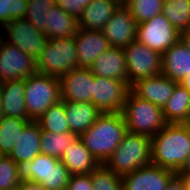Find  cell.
Returning a JSON list of instances; mask_svg holds the SVG:
<instances>
[{"mask_svg": "<svg viewBox=\"0 0 190 190\" xmlns=\"http://www.w3.org/2000/svg\"><path fill=\"white\" fill-rule=\"evenodd\" d=\"M92 103L101 113L122 112L130 86L117 79L93 75Z\"/></svg>", "mask_w": 190, "mask_h": 190, "instance_id": "cell-10", "label": "cell"}, {"mask_svg": "<svg viewBox=\"0 0 190 190\" xmlns=\"http://www.w3.org/2000/svg\"><path fill=\"white\" fill-rule=\"evenodd\" d=\"M151 147V137L127 131L120 145L103 165L123 176L151 164Z\"/></svg>", "mask_w": 190, "mask_h": 190, "instance_id": "cell-3", "label": "cell"}, {"mask_svg": "<svg viewBox=\"0 0 190 190\" xmlns=\"http://www.w3.org/2000/svg\"><path fill=\"white\" fill-rule=\"evenodd\" d=\"M27 9V0H0V26L24 18Z\"/></svg>", "mask_w": 190, "mask_h": 190, "instance_id": "cell-35", "label": "cell"}, {"mask_svg": "<svg viewBox=\"0 0 190 190\" xmlns=\"http://www.w3.org/2000/svg\"><path fill=\"white\" fill-rule=\"evenodd\" d=\"M174 174V171L149 164L123 175V190H165Z\"/></svg>", "mask_w": 190, "mask_h": 190, "instance_id": "cell-13", "label": "cell"}, {"mask_svg": "<svg viewBox=\"0 0 190 190\" xmlns=\"http://www.w3.org/2000/svg\"><path fill=\"white\" fill-rule=\"evenodd\" d=\"M36 122L44 132L56 134L70 132L65 113V103L62 100L50 106Z\"/></svg>", "mask_w": 190, "mask_h": 190, "instance_id": "cell-27", "label": "cell"}, {"mask_svg": "<svg viewBox=\"0 0 190 190\" xmlns=\"http://www.w3.org/2000/svg\"><path fill=\"white\" fill-rule=\"evenodd\" d=\"M16 190H46V189L38 183L32 181H25V182H20Z\"/></svg>", "mask_w": 190, "mask_h": 190, "instance_id": "cell-40", "label": "cell"}, {"mask_svg": "<svg viewBox=\"0 0 190 190\" xmlns=\"http://www.w3.org/2000/svg\"><path fill=\"white\" fill-rule=\"evenodd\" d=\"M120 4L116 0H92L78 17V28L102 31Z\"/></svg>", "mask_w": 190, "mask_h": 190, "instance_id": "cell-18", "label": "cell"}, {"mask_svg": "<svg viewBox=\"0 0 190 190\" xmlns=\"http://www.w3.org/2000/svg\"><path fill=\"white\" fill-rule=\"evenodd\" d=\"M25 106L31 121H37L52 105L61 101L59 78L35 73L25 79Z\"/></svg>", "mask_w": 190, "mask_h": 190, "instance_id": "cell-6", "label": "cell"}, {"mask_svg": "<svg viewBox=\"0 0 190 190\" xmlns=\"http://www.w3.org/2000/svg\"><path fill=\"white\" fill-rule=\"evenodd\" d=\"M91 1L92 0H55V4L58 5L66 13L73 15L78 19L84 8Z\"/></svg>", "mask_w": 190, "mask_h": 190, "instance_id": "cell-37", "label": "cell"}, {"mask_svg": "<svg viewBox=\"0 0 190 190\" xmlns=\"http://www.w3.org/2000/svg\"><path fill=\"white\" fill-rule=\"evenodd\" d=\"M70 173L60 159L48 155L47 182L42 186L46 190H66Z\"/></svg>", "mask_w": 190, "mask_h": 190, "instance_id": "cell-32", "label": "cell"}, {"mask_svg": "<svg viewBox=\"0 0 190 190\" xmlns=\"http://www.w3.org/2000/svg\"><path fill=\"white\" fill-rule=\"evenodd\" d=\"M162 15L179 32L190 28V0H164Z\"/></svg>", "mask_w": 190, "mask_h": 190, "instance_id": "cell-29", "label": "cell"}, {"mask_svg": "<svg viewBox=\"0 0 190 190\" xmlns=\"http://www.w3.org/2000/svg\"><path fill=\"white\" fill-rule=\"evenodd\" d=\"M162 110L167 123H183L190 118V92L178 83Z\"/></svg>", "mask_w": 190, "mask_h": 190, "instance_id": "cell-25", "label": "cell"}, {"mask_svg": "<svg viewBox=\"0 0 190 190\" xmlns=\"http://www.w3.org/2000/svg\"><path fill=\"white\" fill-rule=\"evenodd\" d=\"M78 68L74 37L48 39L36 59L37 73L60 78Z\"/></svg>", "mask_w": 190, "mask_h": 190, "instance_id": "cell-5", "label": "cell"}, {"mask_svg": "<svg viewBox=\"0 0 190 190\" xmlns=\"http://www.w3.org/2000/svg\"><path fill=\"white\" fill-rule=\"evenodd\" d=\"M37 73L36 60L5 40L0 42V82L27 79Z\"/></svg>", "mask_w": 190, "mask_h": 190, "instance_id": "cell-11", "label": "cell"}, {"mask_svg": "<svg viewBox=\"0 0 190 190\" xmlns=\"http://www.w3.org/2000/svg\"><path fill=\"white\" fill-rule=\"evenodd\" d=\"M164 0H126L125 5L137 24L152 19L162 13Z\"/></svg>", "mask_w": 190, "mask_h": 190, "instance_id": "cell-31", "label": "cell"}, {"mask_svg": "<svg viewBox=\"0 0 190 190\" xmlns=\"http://www.w3.org/2000/svg\"><path fill=\"white\" fill-rule=\"evenodd\" d=\"M19 184L16 162L4 155L0 159V190H16Z\"/></svg>", "mask_w": 190, "mask_h": 190, "instance_id": "cell-36", "label": "cell"}, {"mask_svg": "<svg viewBox=\"0 0 190 190\" xmlns=\"http://www.w3.org/2000/svg\"><path fill=\"white\" fill-rule=\"evenodd\" d=\"M25 79L1 83V104L4 116L30 120L25 106Z\"/></svg>", "mask_w": 190, "mask_h": 190, "instance_id": "cell-19", "label": "cell"}, {"mask_svg": "<svg viewBox=\"0 0 190 190\" xmlns=\"http://www.w3.org/2000/svg\"><path fill=\"white\" fill-rule=\"evenodd\" d=\"M165 190H187L185 183L178 173H175L169 180Z\"/></svg>", "mask_w": 190, "mask_h": 190, "instance_id": "cell-39", "label": "cell"}, {"mask_svg": "<svg viewBox=\"0 0 190 190\" xmlns=\"http://www.w3.org/2000/svg\"><path fill=\"white\" fill-rule=\"evenodd\" d=\"M151 164L178 173L190 153V135L183 123H167L151 138Z\"/></svg>", "mask_w": 190, "mask_h": 190, "instance_id": "cell-1", "label": "cell"}, {"mask_svg": "<svg viewBox=\"0 0 190 190\" xmlns=\"http://www.w3.org/2000/svg\"><path fill=\"white\" fill-rule=\"evenodd\" d=\"M187 49L190 50V28L180 32V39H179Z\"/></svg>", "mask_w": 190, "mask_h": 190, "instance_id": "cell-41", "label": "cell"}, {"mask_svg": "<svg viewBox=\"0 0 190 190\" xmlns=\"http://www.w3.org/2000/svg\"><path fill=\"white\" fill-rule=\"evenodd\" d=\"M42 130L36 121H30L19 134L17 144L8 155L14 162L24 160L32 161L38 154H41Z\"/></svg>", "mask_w": 190, "mask_h": 190, "instance_id": "cell-21", "label": "cell"}, {"mask_svg": "<svg viewBox=\"0 0 190 190\" xmlns=\"http://www.w3.org/2000/svg\"><path fill=\"white\" fill-rule=\"evenodd\" d=\"M3 40L17 46L23 52L32 56L35 60L44 49L48 37L38 29H35L25 18L12 20L2 27Z\"/></svg>", "mask_w": 190, "mask_h": 190, "instance_id": "cell-9", "label": "cell"}, {"mask_svg": "<svg viewBox=\"0 0 190 190\" xmlns=\"http://www.w3.org/2000/svg\"><path fill=\"white\" fill-rule=\"evenodd\" d=\"M178 83L163 74L144 78L134 83L130 90L139 98L164 107Z\"/></svg>", "mask_w": 190, "mask_h": 190, "instance_id": "cell-15", "label": "cell"}, {"mask_svg": "<svg viewBox=\"0 0 190 190\" xmlns=\"http://www.w3.org/2000/svg\"><path fill=\"white\" fill-rule=\"evenodd\" d=\"M94 190H123L122 176L99 165L91 172Z\"/></svg>", "mask_w": 190, "mask_h": 190, "instance_id": "cell-34", "label": "cell"}, {"mask_svg": "<svg viewBox=\"0 0 190 190\" xmlns=\"http://www.w3.org/2000/svg\"><path fill=\"white\" fill-rule=\"evenodd\" d=\"M183 179L186 189L190 190V174H179Z\"/></svg>", "mask_w": 190, "mask_h": 190, "instance_id": "cell-44", "label": "cell"}, {"mask_svg": "<svg viewBox=\"0 0 190 190\" xmlns=\"http://www.w3.org/2000/svg\"><path fill=\"white\" fill-rule=\"evenodd\" d=\"M60 161L70 175L90 174L100 165L79 137L65 150Z\"/></svg>", "mask_w": 190, "mask_h": 190, "instance_id": "cell-22", "label": "cell"}, {"mask_svg": "<svg viewBox=\"0 0 190 190\" xmlns=\"http://www.w3.org/2000/svg\"><path fill=\"white\" fill-rule=\"evenodd\" d=\"M31 120L4 116L0 121V152L8 156L12 151L19 134Z\"/></svg>", "mask_w": 190, "mask_h": 190, "instance_id": "cell-28", "label": "cell"}, {"mask_svg": "<svg viewBox=\"0 0 190 190\" xmlns=\"http://www.w3.org/2000/svg\"><path fill=\"white\" fill-rule=\"evenodd\" d=\"M4 117V112L1 104V86H0V121Z\"/></svg>", "mask_w": 190, "mask_h": 190, "instance_id": "cell-46", "label": "cell"}, {"mask_svg": "<svg viewBox=\"0 0 190 190\" xmlns=\"http://www.w3.org/2000/svg\"><path fill=\"white\" fill-rule=\"evenodd\" d=\"M78 67L90 68L94 60L111 46L102 31L78 29L74 37Z\"/></svg>", "mask_w": 190, "mask_h": 190, "instance_id": "cell-16", "label": "cell"}, {"mask_svg": "<svg viewBox=\"0 0 190 190\" xmlns=\"http://www.w3.org/2000/svg\"><path fill=\"white\" fill-rule=\"evenodd\" d=\"M190 73V50L178 40L162 54V74L179 83Z\"/></svg>", "mask_w": 190, "mask_h": 190, "instance_id": "cell-20", "label": "cell"}, {"mask_svg": "<svg viewBox=\"0 0 190 190\" xmlns=\"http://www.w3.org/2000/svg\"><path fill=\"white\" fill-rule=\"evenodd\" d=\"M126 132L122 112L102 113L79 138L101 165L117 149Z\"/></svg>", "mask_w": 190, "mask_h": 190, "instance_id": "cell-2", "label": "cell"}, {"mask_svg": "<svg viewBox=\"0 0 190 190\" xmlns=\"http://www.w3.org/2000/svg\"><path fill=\"white\" fill-rule=\"evenodd\" d=\"M179 84H181L187 91L190 92V73L186 75V77L182 79Z\"/></svg>", "mask_w": 190, "mask_h": 190, "instance_id": "cell-43", "label": "cell"}, {"mask_svg": "<svg viewBox=\"0 0 190 190\" xmlns=\"http://www.w3.org/2000/svg\"><path fill=\"white\" fill-rule=\"evenodd\" d=\"M123 50L130 87L141 79L162 74V54L151 50L137 40Z\"/></svg>", "mask_w": 190, "mask_h": 190, "instance_id": "cell-7", "label": "cell"}, {"mask_svg": "<svg viewBox=\"0 0 190 190\" xmlns=\"http://www.w3.org/2000/svg\"><path fill=\"white\" fill-rule=\"evenodd\" d=\"M128 132L153 137L167 122L162 107L128 92L122 111Z\"/></svg>", "mask_w": 190, "mask_h": 190, "instance_id": "cell-4", "label": "cell"}, {"mask_svg": "<svg viewBox=\"0 0 190 190\" xmlns=\"http://www.w3.org/2000/svg\"><path fill=\"white\" fill-rule=\"evenodd\" d=\"M55 5V0H27V12L24 16L30 24L42 32L45 31L48 11Z\"/></svg>", "mask_w": 190, "mask_h": 190, "instance_id": "cell-33", "label": "cell"}, {"mask_svg": "<svg viewBox=\"0 0 190 190\" xmlns=\"http://www.w3.org/2000/svg\"><path fill=\"white\" fill-rule=\"evenodd\" d=\"M16 164L20 182L32 181L41 186L47 182L48 155L41 153L32 161L24 160Z\"/></svg>", "mask_w": 190, "mask_h": 190, "instance_id": "cell-26", "label": "cell"}, {"mask_svg": "<svg viewBox=\"0 0 190 190\" xmlns=\"http://www.w3.org/2000/svg\"><path fill=\"white\" fill-rule=\"evenodd\" d=\"M59 81L62 101L92 103L93 74L89 68L73 69Z\"/></svg>", "mask_w": 190, "mask_h": 190, "instance_id": "cell-14", "label": "cell"}, {"mask_svg": "<svg viewBox=\"0 0 190 190\" xmlns=\"http://www.w3.org/2000/svg\"><path fill=\"white\" fill-rule=\"evenodd\" d=\"M179 39L180 32L162 13L137 25V41L160 54H163Z\"/></svg>", "mask_w": 190, "mask_h": 190, "instance_id": "cell-8", "label": "cell"}, {"mask_svg": "<svg viewBox=\"0 0 190 190\" xmlns=\"http://www.w3.org/2000/svg\"><path fill=\"white\" fill-rule=\"evenodd\" d=\"M65 113L70 132L78 137L90 128L102 114L100 110L90 102L64 101Z\"/></svg>", "mask_w": 190, "mask_h": 190, "instance_id": "cell-23", "label": "cell"}, {"mask_svg": "<svg viewBox=\"0 0 190 190\" xmlns=\"http://www.w3.org/2000/svg\"><path fill=\"white\" fill-rule=\"evenodd\" d=\"M66 190H94L91 173L70 175Z\"/></svg>", "mask_w": 190, "mask_h": 190, "instance_id": "cell-38", "label": "cell"}, {"mask_svg": "<svg viewBox=\"0 0 190 190\" xmlns=\"http://www.w3.org/2000/svg\"><path fill=\"white\" fill-rule=\"evenodd\" d=\"M118 2H120L121 4H125L126 0H116Z\"/></svg>", "mask_w": 190, "mask_h": 190, "instance_id": "cell-48", "label": "cell"}, {"mask_svg": "<svg viewBox=\"0 0 190 190\" xmlns=\"http://www.w3.org/2000/svg\"><path fill=\"white\" fill-rule=\"evenodd\" d=\"M89 69L95 76L117 79L128 84L123 48L110 47L94 60Z\"/></svg>", "mask_w": 190, "mask_h": 190, "instance_id": "cell-17", "label": "cell"}, {"mask_svg": "<svg viewBox=\"0 0 190 190\" xmlns=\"http://www.w3.org/2000/svg\"><path fill=\"white\" fill-rule=\"evenodd\" d=\"M178 174H190V153L187 156V159L182 166V168L178 171Z\"/></svg>", "mask_w": 190, "mask_h": 190, "instance_id": "cell-42", "label": "cell"}, {"mask_svg": "<svg viewBox=\"0 0 190 190\" xmlns=\"http://www.w3.org/2000/svg\"><path fill=\"white\" fill-rule=\"evenodd\" d=\"M4 155L0 152V159L3 157Z\"/></svg>", "mask_w": 190, "mask_h": 190, "instance_id": "cell-49", "label": "cell"}, {"mask_svg": "<svg viewBox=\"0 0 190 190\" xmlns=\"http://www.w3.org/2000/svg\"><path fill=\"white\" fill-rule=\"evenodd\" d=\"M78 29V19L75 16L66 13L56 4L50 8L44 31L48 39L75 37Z\"/></svg>", "mask_w": 190, "mask_h": 190, "instance_id": "cell-24", "label": "cell"}, {"mask_svg": "<svg viewBox=\"0 0 190 190\" xmlns=\"http://www.w3.org/2000/svg\"><path fill=\"white\" fill-rule=\"evenodd\" d=\"M77 137L78 136L72 132L56 134L42 131L40 151L42 154L60 159L65 150Z\"/></svg>", "mask_w": 190, "mask_h": 190, "instance_id": "cell-30", "label": "cell"}, {"mask_svg": "<svg viewBox=\"0 0 190 190\" xmlns=\"http://www.w3.org/2000/svg\"><path fill=\"white\" fill-rule=\"evenodd\" d=\"M137 22L125 4H120L102 32L111 47L125 48L137 40Z\"/></svg>", "mask_w": 190, "mask_h": 190, "instance_id": "cell-12", "label": "cell"}, {"mask_svg": "<svg viewBox=\"0 0 190 190\" xmlns=\"http://www.w3.org/2000/svg\"><path fill=\"white\" fill-rule=\"evenodd\" d=\"M1 29H2V27L0 26V42L3 39V36L1 35V34H3V33H1V31H2Z\"/></svg>", "mask_w": 190, "mask_h": 190, "instance_id": "cell-47", "label": "cell"}, {"mask_svg": "<svg viewBox=\"0 0 190 190\" xmlns=\"http://www.w3.org/2000/svg\"><path fill=\"white\" fill-rule=\"evenodd\" d=\"M183 125L186 127V129H187V131H188V133L190 135V118H188L187 120H185L183 122Z\"/></svg>", "mask_w": 190, "mask_h": 190, "instance_id": "cell-45", "label": "cell"}]
</instances>
